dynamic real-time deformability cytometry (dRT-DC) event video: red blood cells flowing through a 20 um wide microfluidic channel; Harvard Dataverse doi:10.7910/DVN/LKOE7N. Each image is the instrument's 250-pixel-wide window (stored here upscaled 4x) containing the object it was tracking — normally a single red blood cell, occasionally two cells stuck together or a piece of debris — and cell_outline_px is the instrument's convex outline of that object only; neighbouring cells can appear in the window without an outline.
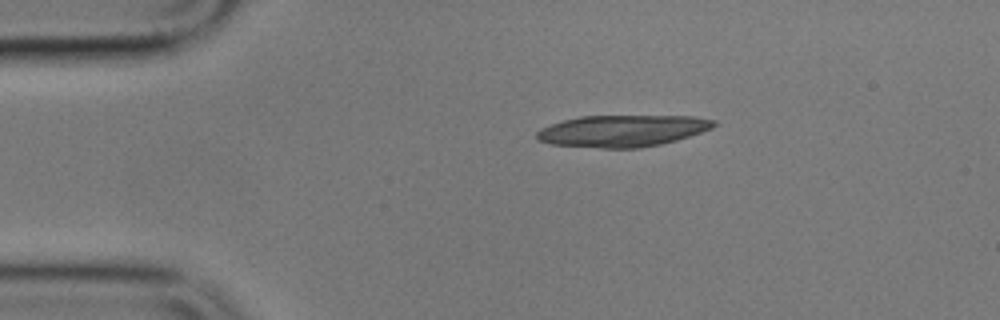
{"species": "common noctule bat (a hibernating species)", "species_latin": "Nyctalus noctula", "temperature_condition": "cold", "stored_images_in_passage": 9, "camera_frame_rate_fps": 3000, "um_per_image_px": 0.085, "animal": {"sex": "male", "body_mass_g": 17.9}, "frame": {"image": 1, "passage_image": 1, "time_ms": 0.0, "image_size_px": [1000, 320], "cell_outline_px": [[716, 124], [712, 128], [676, 140], [660, 144], [640, 148], [600, 148], [552, 144], [536, 140], [536, 132], [540, 128], [564, 120], [580, 116], [696, 116], [716, 120]], "centroid_in_image_um": [52.89, 11.12], "position_along_channel_um": 32.1, "area_um2": 32.66}}
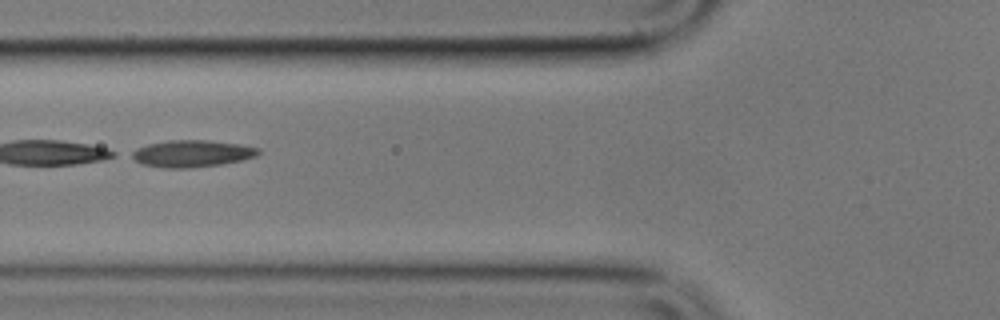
{"frame": {"image": 2, "passage_image": 4, "time_ms": 3.667, "image_size_px": [1000, 320], "cell_outline_px": [[260, 152], [256, 156], [240, 160], [220, 164], [188, 168], [160, 168], [140, 164], [128, 156], [128, 152], [136, 148], [148, 144], [168, 140], [208, 140], [240, 144], [260, 148]], "centroid_in_image_um": [16.22, 13.05], "position_along_channel_um": 109.6, "area_um2": 20.11}}
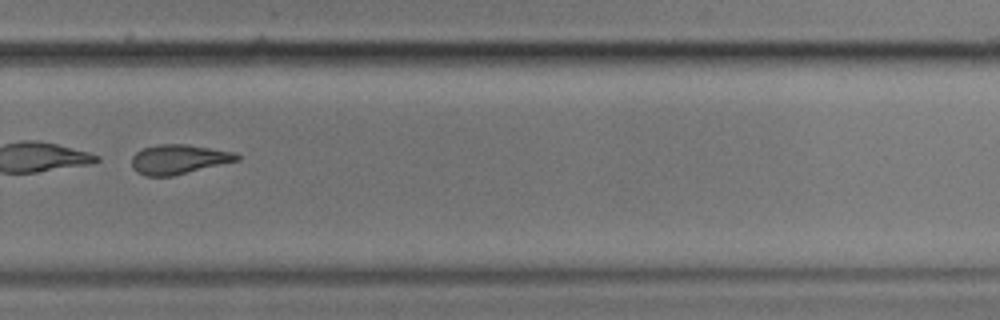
{"frame": {"image": 3, "passage_image": 9, "time_ms": 9.667, "image_size_px": [1000, 320], "cell_outline_px": [[240, 160], [172, 176], [144, 176], [136, 172], [132, 168], [132, 156], [136, 152], [144, 148], [160, 144], [188, 144], [236, 152], [240, 156]], "centroid_in_image_um": [15.2, 13.54], "position_along_channel_um": 314.6, "area_um2": 18.21}}